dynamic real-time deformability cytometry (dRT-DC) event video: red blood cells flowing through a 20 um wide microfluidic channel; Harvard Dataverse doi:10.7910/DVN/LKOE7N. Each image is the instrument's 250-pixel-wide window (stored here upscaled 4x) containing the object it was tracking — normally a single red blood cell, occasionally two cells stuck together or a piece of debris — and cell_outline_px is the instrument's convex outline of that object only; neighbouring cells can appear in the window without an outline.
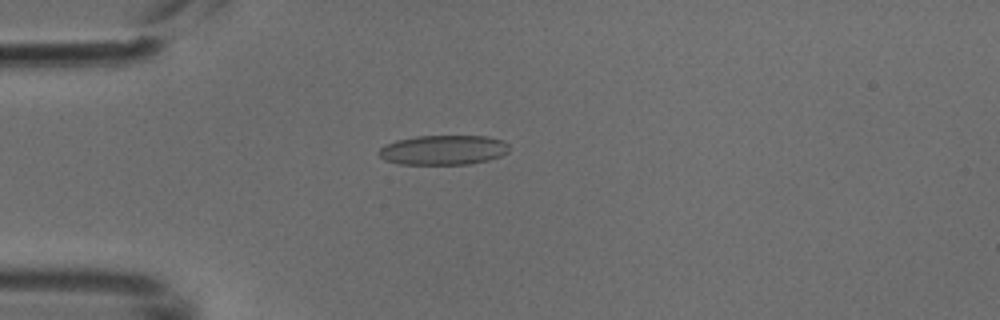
{"species": "common noctule bat (a hibernating species)", "species_latin": "Nyctalus noctula", "temperature_condition": "cold", "stored_images_in_passage": 4, "camera_frame_rate_fps": 3000, "um_per_image_px": 0.085, "animal": {"sex": "male", "body_mass_g": 18.8}, "frame": {"image": 1, "passage_image": 4, "time_ms": 1.0, "image_size_px": [1000, 320], "cell_outline_px": [[508, 152], [500, 156], [488, 160], [468, 164], [400, 164], [384, 160], [376, 152], [380, 148], [396, 140], [416, 136], [488, 136], [504, 140], [508, 144]], "centroid_in_image_um": [37.69, 12.74], "position_along_channel_um": 47.3, "area_um2": 22.6}}